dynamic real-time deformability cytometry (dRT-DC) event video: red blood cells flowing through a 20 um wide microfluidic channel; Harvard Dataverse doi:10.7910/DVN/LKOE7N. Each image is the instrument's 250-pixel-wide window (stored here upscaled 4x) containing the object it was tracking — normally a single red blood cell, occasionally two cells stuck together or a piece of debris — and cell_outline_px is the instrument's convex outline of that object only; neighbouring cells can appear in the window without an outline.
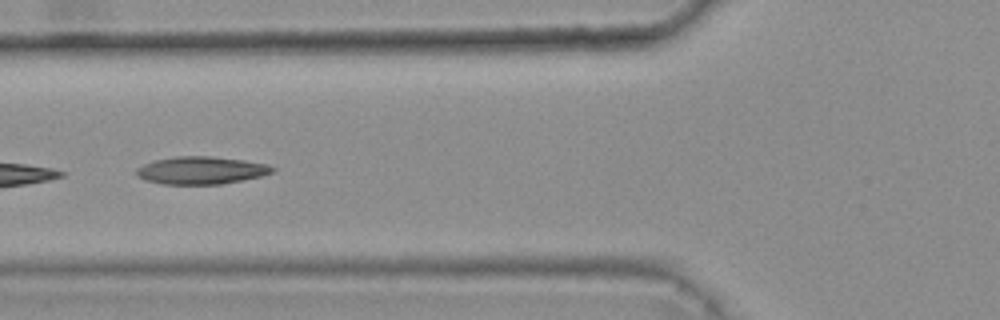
{"species": "common noctule bat (a hibernating species)", "species_latin": "Nyctalus noctula", "temperature_condition": "warm", "stored_images_in_passage": 8, "camera_frame_rate_fps": 3000, "um_per_image_px": 0.085, "animal": {"sex": "female", "body_mass_g": 25.1}, "frame": {"image": 1, "passage_image": 6, "time_ms": 1.667, "image_size_px": [1000, 320], "cell_outline_px": [[276, 168], [272, 172], [260, 176], [220, 184], [164, 184], [144, 180], [136, 176], [136, 168], [144, 164], [156, 160], [176, 156], [208, 156], [244, 160], [268, 164]], "centroid_in_image_um": [17.07, 14.48], "position_along_channel_um": 108.7, "area_um2": 21.73}}
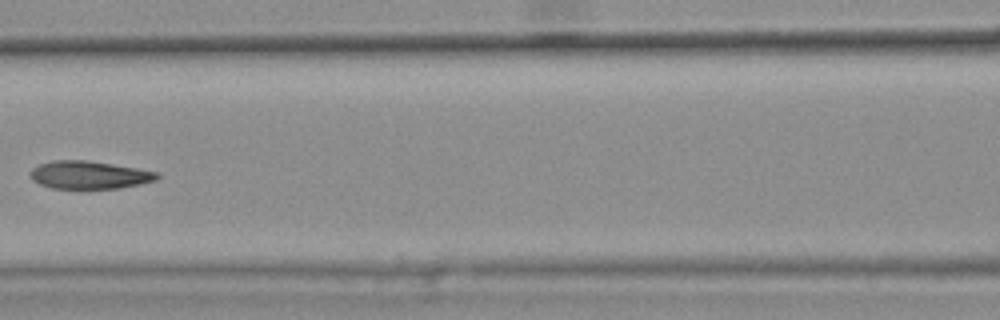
{"frame": {"image": 2, "passage_image": 7, "time_ms": 2.0, "image_size_px": [1000, 320], "cell_outline_px": [[160, 176], [156, 180], [140, 184], [120, 188], [52, 188], [40, 184], [32, 180], [28, 176], [28, 172], [32, 168], [40, 164], [52, 160], [84, 160], [112, 164], [136, 168], [156, 172]], "centroid_in_image_um": [7.53, 14.87], "position_along_channel_um": 159.1, "area_um2": 20.52}}